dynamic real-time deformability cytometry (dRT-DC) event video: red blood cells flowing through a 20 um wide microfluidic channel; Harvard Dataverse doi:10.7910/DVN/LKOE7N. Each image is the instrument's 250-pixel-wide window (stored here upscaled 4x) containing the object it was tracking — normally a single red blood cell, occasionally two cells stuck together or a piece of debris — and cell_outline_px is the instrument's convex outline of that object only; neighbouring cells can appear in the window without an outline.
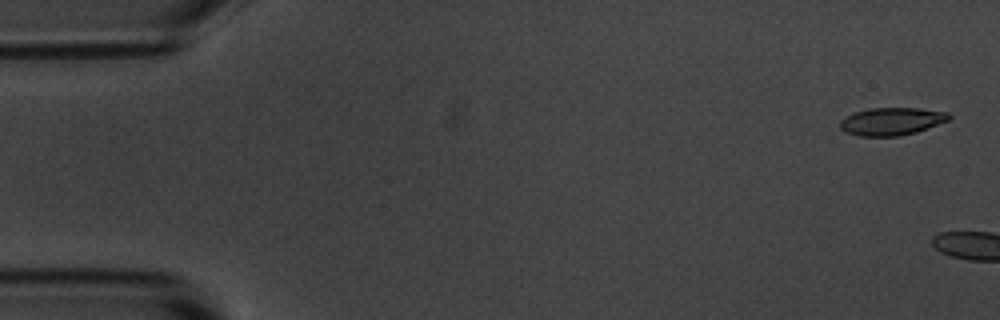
{"species": "common noctule bat (a hibernating species)", "species_latin": "Nyctalus noctula", "temperature_condition": "room temperature", "stored_images_in_passage": 2, "camera_frame_rate_fps": 3000, "um_per_image_px": 0.085, "animal": {"sex": "male", "body_mass_g": 20.1, "forearm_length_mm": 53.5}, "frame": {"image": 1, "passage_image": 1, "time_ms": 0.0, "image_size_px": [1000, 320], "cell_outline_px": [[952, 116], [948, 120], [928, 128], [916, 132], [900, 136], [860, 136], [844, 132], [840, 128], [840, 120], [856, 112], [868, 108], [920, 108], [948, 112]], "centroid_in_image_um": [75.8, 10.32], "position_along_channel_um": 9.2, "area_um2": 17.57}}